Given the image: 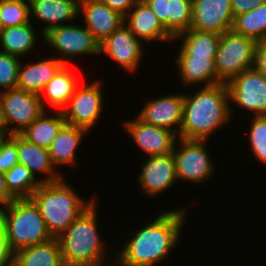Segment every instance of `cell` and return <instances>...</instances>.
I'll return each instance as SVG.
<instances>
[{"mask_svg":"<svg viewBox=\"0 0 266 266\" xmlns=\"http://www.w3.org/2000/svg\"><path fill=\"white\" fill-rule=\"evenodd\" d=\"M125 23L99 44V54L108 55L128 72L136 71L140 66L144 48Z\"/></svg>","mask_w":266,"mask_h":266,"instance_id":"5bb4252c","label":"cell"},{"mask_svg":"<svg viewBox=\"0 0 266 266\" xmlns=\"http://www.w3.org/2000/svg\"><path fill=\"white\" fill-rule=\"evenodd\" d=\"M64 64L57 58H47L23 66L22 62L18 72L17 88L40 94L45 85L55 76Z\"/></svg>","mask_w":266,"mask_h":266,"instance_id":"cb8c5ba5","label":"cell"},{"mask_svg":"<svg viewBox=\"0 0 266 266\" xmlns=\"http://www.w3.org/2000/svg\"><path fill=\"white\" fill-rule=\"evenodd\" d=\"M256 44L233 30L221 34L215 57L217 78L227 84L244 70L253 68Z\"/></svg>","mask_w":266,"mask_h":266,"instance_id":"8992f818","label":"cell"},{"mask_svg":"<svg viewBox=\"0 0 266 266\" xmlns=\"http://www.w3.org/2000/svg\"><path fill=\"white\" fill-rule=\"evenodd\" d=\"M7 187L15 198H30L40 186L39 178L24 165L17 164L4 173Z\"/></svg>","mask_w":266,"mask_h":266,"instance_id":"4dcf8cb0","label":"cell"},{"mask_svg":"<svg viewBox=\"0 0 266 266\" xmlns=\"http://www.w3.org/2000/svg\"><path fill=\"white\" fill-rule=\"evenodd\" d=\"M58 238L22 248L12 254L11 266H63Z\"/></svg>","mask_w":266,"mask_h":266,"instance_id":"d4e9b609","label":"cell"},{"mask_svg":"<svg viewBox=\"0 0 266 266\" xmlns=\"http://www.w3.org/2000/svg\"><path fill=\"white\" fill-rule=\"evenodd\" d=\"M63 266H103L99 264H85V263H64Z\"/></svg>","mask_w":266,"mask_h":266,"instance_id":"60d3db41","label":"cell"},{"mask_svg":"<svg viewBox=\"0 0 266 266\" xmlns=\"http://www.w3.org/2000/svg\"><path fill=\"white\" fill-rule=\"evenodd\" d=\"M20 57L0 51V88L11 90L17 88Z\"/></svg>","mask_w":266,"mask_h":266,"instance_id":"836d02e7","label":"cell"},{"mask_svg":"<svg viewBox=\"0 0 266 266\" xmlns=\"http://www.w3.org/2000/svg\"><path fill=\"white\" fill-rule=\"evenodd\" d=\"M226 83L203 86L193 95H184L183 120L178 138L208 140L232 118Z\"/></svg>","mask_w":266,"mask_h":266,"instance_id":"7a4b0ae2","label":"cell"},{"mask_svg":"<svg viewBox=\"0 0 266 266\" xmlns=\"http://www.w3.org/2000/svg\"><path fill=\"white\" fill-rule=\"evenodd\" d=\"M43 40L59 52L58 59L66 65L71 64L72 56L99 53V43L85 26L66 23L49 29L43 34Z\"/></svg>","mask_w":266,"mask_h":266,"instance_id":"9c48e42d","label":"cell"},{"mask_svg":"<svg viewBox=\"0 0 266 266\" xmlns=\"http://www.w3.org/2000/svg\"><path fill=\"white\" fill-rule=\"evenodd\" d=\"M229 102L247 109L253 116H266V79L254 68L244 70L227 83Z\"/></svg>","mask_w":266,"mask_h":266,"instance_id":"8fae6325","label":"cell"},{"mask_svg":"<svg viewBox=\"0 0 266 266\" xmlns=\"http://www.w3.org/2000/svg\"><path fill=\"white\" fill-rule=\"evenodd\" d=\"M137 179L140 189L149 197H156L163 191L171 189L178 181L172 153L146 158Z\"/></svg>","mask_w":266,"mask_h":266,"instance_id":"2e32d148","label":"cell"},{"mask_svg":"<svg viewBox=\"0 0 266 266\" xmlns=\"http://www.w3.org/2000/svg\"><path fill=\"white\" fill-rule=\"evenodd\" d=\"M232 30L255 40L266 41V2L234 18Z\"/></svg>","mask_w":266,"mask_h":266,"instance_id":"f546056e","label":"cell"},{"mask_svg":"<svg viewBox=\"0 0 266 266\" xmlns=\"http://www.w3.org/2000/svg\"><path fill=\"white\" fill-rule=\"evenodd\" d=\"M12 254L9 252L4 233V220L0 212V266H11Z\"/></svg>","mask_w":266,"mask_h":266,"instance_id":"74e56055","label":"cell"},{"mask_svg":"<svg viewBox=\"0 0 266 266\" xmlns=\"http://www.w3.org/2000/svg\"><path fill=\"white\" fill-rule=\"evenodd\" d=\"M5 136V128L3 125L2 117H1V110H0V137Z\"/></svg>","mask_w":266,"mask_h":266,"instance_id":"b9f144b4","label":"cell"},{"mask_svg":"<svg viewBox=\"0 0 266 266\" xmlns=\"http://www.w3.org/2000/svg\"><path fill=\"white\" fill-rule=\"evenodd\" d=\"M3 28L21 26L30 22L28 0H0Z\"/></svg>","mask_w":266,"mask_h":266,"instance_id":"1f68e13d","label":"cell"},{"mask_svg":"<svg viewBox=\"0 0 266 266\" xmlns=\"http://www.w3.org/2000/svg\"><path fill=\"white\" fill-rule=\"evenodd\" d=\"M0 110L5 136L20 134L45 111L38 94L19 88L0 91Z\"/></svg>","mask_w":266,"mask_h":266,"instance_id":"52a82bcc","label":"cell"},{"mask_svg":"<svg viewBox=\"0 0 266 266\" xmlns=\"http://www.w3.org/2000/svg\"><path fill=\"white\" fill-rule=\"evenodd\" d=\"M266 0H231L234 18L262 5Z\"/></svg>","mask_w":266,"mask_h":266,"instance_id":"8d00e7d4","label":"cell"},{"mask_svg":"<svg viewBox=\"0 0 266 266\" xmlns=\"http://www.w3.org/2000/svg\"><path fill=\"white\" fill-rule=\"evenodd\" d=\"M175 62L182 84L212 86L222 83L217 78L215 57L177 56Z\"/></svg>","mask_w":266,"mask_h":266,"instance_id":"7402d4cb","label":"cell"},{"mask_svg":"<svg viewBox=\"0 0 266 266\" xmlns=\"http://www.w3.org/2000/svg\"><path fill=\"white\" fill-rule=\"evenodd\" d=\"M180 147L175 144L172 155L175 161L177 180H187L191 183H203L213 175L214 165L206 140H188L178 138Z\"/></svg>","mask_w":266,"mask_h":266,"instance_id":"ba28073f","label":"cell"},{"mask_svg":"<svg viewBox=\"0 0 266 266\" xmlns=\"http://www.w3.org/2000/svg\"><path fill=\"white\" fill-rule=\"evenodd\" d=\"M182 39L178 56L216 57L220 34L189 29L174 38Z\"/></svg>","mask_w":266,"mask_h":266,"instance_id":"f1b7e54d","label":"cell"},{"mask_svg":"<svg viewBox=\"0 0 266 266\" xmlns=\"http://www.w3.org/2000/svg\"><path fill=\"white\" fill-rule=\"evenodd\" d=\"M185 214L183 207L160 213L152 223L134 232L113 257L115 263L119 266H154L163 262L180 241Z\"/></svg>","mask_w":266,"mask_h":266,"instance_id":"6da1fadb","label":"cell"},{"mask_svg":"<svg viewBox=\"0 0 266 266\" xmlns=\"http://www.w3.org/2000/svg\"><path fill=\"white\" fill-rule=\"evenodd\" d=\"M79 13L99 44L124 24V16L100 0H80Z\"/></svg>","mask_w":266,"mask_h":266,"instance_id":"e0dca14e","label":"cell"},{"mask_svg":"<svg viewBox=\"0 0 266 266\" xmlns=\"http://www.w3.org/2000/svg\"><path fill=\"white\" fill-rule=\"evenodd\" d=\"M89 132L87 129L65 123L58 131L57 136L48 148L52 164L74 165L76 160V150L82 142L83 136Z\"/></svg>","mask_w":266,"mask_h":266,"instance_id":"484cf974","label":"cell"},{"mask_svg":"<svg viewBox=\"0 0 266 266\" xmlns=\"http://www.w3.org/2000/svg\"><path fill=\"white\" fill-rule=\"evenodd\" d=\"M143 1L151 8L173 38L190 29L192 23V0Z\"/></svg>","mask_w":266,"mask_h":266,"instance_id":"d6986e66","label":"cell"},{"mask_svg":"<svg viewBox=\"0 0 266 266\" xmlns=\"http://www.w3.org/2000/svg\"><path fill=\"white\" fill-rule=\"evenodd\" d=\"M233 24L231 0H192L190 29L221 35L232 30Z\"/></svg>","mask_w":266,"mask_h":266,"instance_id":"7c38bea8","label":"cell"},{"mask_svg":"<svg viewBox=\"0 0 266 266\" xmlns=\"http://www.w3.org/2000/svg\"><path fill=\"white\" fill-rule=\"evenodd\" d=\"M16 198L10 193L4 173L0 172V210L13 203Z\"/></svg>","mask_w":266,"mask_h":266,"instance_id":"ab89813d","label":"cell"},{"mask_svg":"<svg viewBox=\"0 0 266 266\" xmlns=\"http://www.w3.org/2000/svg\"><path fill=\"white\" fill-rule=\"evenodd\" d=\"M17 151L19 164L26 166L36 177V171L45 174V178L39 179L43 182H54L62 179L52 164L47 148L28 142L20 134H17Z\"/></svg>","mask_w":266,"mask_h":266,"instance_id":"44dd1931","label":"cell"},{"mask_svg":"<svg viewBox=\"0 0 266 266\" xmlns=\"http://www.w3.org/2000/svg\"><path fill=\"white\" fill-rule=\"evenodd\" d=\"M71 69L70 65L64 64L39 94L45 111L46 105L43 102V95L55 111H62L67 106L75 88L80 84L78 83V76Z\"/></svg>","mask_w":266,"mask_h":266,"instance_id":"603a6c76","label":"cell"},{"mask_svg":"<svg viewBox=\"0 0 266 266\" xmlns=\"http://www.w3.org/2000/svg\"><path fill=\"white\" fill-rule=\"evenodd\" d=\"M100 1L109 6L112 10L118 12L119 14L125 17L138 0H100Z\"/></svg>","mask_w":266,"mask_h":266,"instance_id":"f35d334b","label":"cell"},{"mask_svg":"<svg viewBox=\"0 0 266 266\" xmlns=\"http://www.w3.org/2000/svg\"><path fill=\"white\" fill-rule=\"evenodd\" d=\"M0 212L4 220L7 248L11 254L31 245L45 243L53 238L37 205L31 198H16Z\"/></svg>","mask_w":266,"mask_h":266,"instance_id":"5b68a950","label":"cell"},{"mask_svg":"<svg viewBox=\"0 0 266 266\" xmlns=\"http://www.w3.org/2000/svg\"><path fill=\"white\" fill-rule=\"evenodd\" d=\"M95 200L58 237L64 263L103 265L104 241L98 231Z\"/></svg>","mask_w":266,"mask_h":266,"instance_id":"277c9868","label":"cell"},{"mask_svg":"<svg viewBox=\"0 0 266 266\" xmlns=\"http://www.w3.org/2000/svg\"><path fill=\"white\" fill-rule=\"evenodd\" d=\"M253 68L266 79V41L256 44Z\"/></svg>","mask_w":266,"mask_h":266,"instance_id":"d590c367","label":"cell"},{"mask_svg":"<svg viewBox=\"0 0 266 266\" xmlns=\"http://www.w3.org/2000/svg\"><path fill=\"white\" fill-rule=\"evenodd\" d=\"M36 34L31 21L21 26L3 28L0 32V51L18 57L24 56L34 50L37 44Z\"/></svg>","mask_w":266,"mask_h":266,"instance_id":"4316f807","label":"cell"},{"mask_svg":"<svg viewBox=\"0 0 266 266\" xmlns=\"http://www.w3.org/2000/svg\"><path fill=\"white\" fill-rule=\"evenodd\" d=\"M129 135L147 156L172 153L178 135L166 128L144 123L137 116L123 123Z\"/></svg>","mask_w":266,"mask_h":266,"instance_id":"4fadbf2b","label":"cell"},{"mask_svg":"<svg viewBox=\"0 0 266 266\" xmlns=\"http://www.w3.org/2000/svg\"><path fill=\"white\" fill-rule=\"evenodd\" d=\"M18 163L17 134L0 137V172L5 173Z\"/></svg>","mask_w":266,"mask_h":266,"instance_id":"e575fe53","label":"cell"},{"mask_svg":"<svg viewBox=\"0 0 266 266\" xmlns=\"http://www.w3.org/2000/svg\"><path fill=\"white\" fill-rule=\"evenodd\" d=\"M248 132L254 157L266 164V116H253Z\"/></svg>","mask_w":266,"mask_h":266,"instance_id":"d6a6232c","label":"cell"},{"mask_svg":"<svg viewBox=\"0 0 266 266\" xmlns=\"http://www.w3.org/2000/svg\"><path fill=\"white\" fill-rule=\"evenodd\" d=\"M75 88L67 106L62 110L65 122L90 131L101 117L103 111V93L101 82L94 81Z\"/></svg>","mask_w":266,"mask_h":266,"instance_id":"30bf717a","label":"cell"},{"mask_svg":"<svg viewBox=\"0 0 266 266\" xmlns=\"http://www.w3.org/2000/svg\"><path fill=\"white\" fill-rule=\"evenodd\" d=\"M183 106L184 94L172 93L148 100L137 117L144 123L169 129L179 135L183 120Z\"/></svg>","mask_w":266,"mask_h":266,"instance_id":"9a60e30c","label":"cell"},{"mask_svg":"<svg viewBox=\"0 0 266 266\" xmlns=\"http://www.w3.org/2000/svg\"><path fill=\"white\" fill-rule=\"evenodd\" d=\"M124 23L137 39L147 44L154 41L174 42V38L143 0H138L130 9L124 17Z\"/></svg>","mask_w":266,"mask_h":266,"instance_id":"ac0fdd59","label":"cell"},{"mask_svg":"<svg viewBox=\"0 0 266 266\" xmlns=\"http://www.w3.org/2000/svg\"><path fill=\"white\" fill-rule=\"evenodd\" d=\"M55 113L54 116H48L44 111L20 135L30 143L48 149L58 131L66 123L62 111Z\"/></svg>","mask_w":266,"mask_h":266,"instance_id":"83f0119b","label":"cell"},{"mask_svg":"<svg viewBox=\"0 0 266 266\" xmlns=\"http://www.w3.org/2000/svg\"><path fill=\"white\" fill-rule=\"evenodd\" d=\"M80 0H29L31 14L46 25L40 32L43 36L49 29L74 21L79 14Z\"/></svg>","mask_w":266,"mask_h":266,"instance_id":"ffe728a7","label":"cell"},{"mask_svg":"<svg viewBox=\"0 0 266 266\" xmlns=\"http://www.w3.org/2000/svg\"><path fill=\"white\" fill-rule=\"evenodd\" d=\"M63 179L41 183L30 197L53 238H58L96 200L85 202Z\"/></svg>","mask_w":266,"mask_h":266,"instance_id":"3957f363","label":"cell"},{"mask_svg":"<svg viewBox=\"0 0 266 266\" xmlns=\"http://www.w3.org/2000/svg\"><path fill=\"white\" fill-rule=\"evenodd\" d=\"M2 29H3V23H2L1 15H0V32H1Z\"/></svg>","mask_w":266,"mask_h":266,"instance_id":"7bdbcfd3","label":"cell"}]
</instances>
